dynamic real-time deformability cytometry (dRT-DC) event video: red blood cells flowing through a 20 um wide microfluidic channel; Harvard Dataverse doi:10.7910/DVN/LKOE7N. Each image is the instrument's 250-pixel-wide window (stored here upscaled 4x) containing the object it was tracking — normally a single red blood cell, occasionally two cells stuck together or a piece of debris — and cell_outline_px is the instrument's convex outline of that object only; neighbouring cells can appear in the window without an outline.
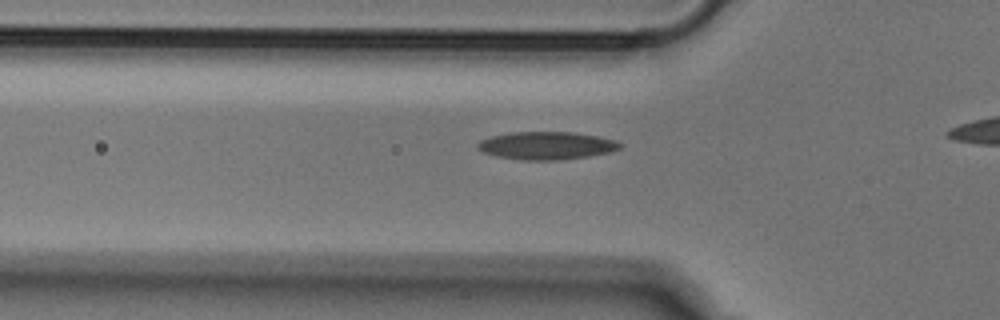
{"species": "Egyptian fruit bat (a non-hibernating species)", "species_latin": "Rousettus aegyptiacus", "temperature_condition": "cold", "stored_images_in_passage": 24, "camera_frame_rate_fps": 3000, "um_per_image_px": 0.085, "animal": {"sex": "male"}, "frame": {"image": 1, "passage_image": 12, "time_ms": 3.667, "image_size_px": [1000, 320], "cell_outline_px": [[624, 144], [620, 148], [612, 152], [588, 156], [556, 160], [524, 160], [496, 156], [484, 152], [476, 148], [476, 144], [480, 140], [492, 136], [512, 132], [572, 132], [596, 136], [616, 140]], "centroid_in_image_um": [46.47, 12.37], "position_along_channel_um": 79.3, "area_um2": 23.06}}
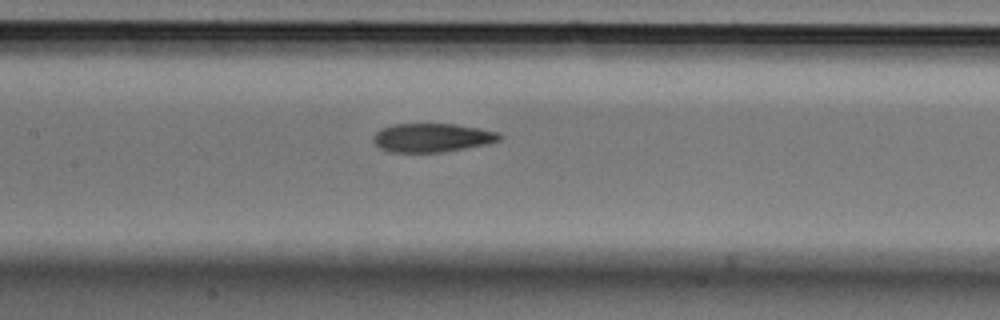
{"frame": {"image": 2, "passage_image": 19, "time_ms": 6.0, "image_size_px": [1000, 320], "cell_outline_px": [[504, 136], [500, 140], [488, 144], [444, 152], [392, 152], [380, 148], [372, 140], [372, 136], [380, 128], [396, 124], [452, 124], [476, 128], [496, 132]], "centroid_in_image_um": [36.71, 11.71], "position_along_channel_um": 170.7, "area_um2": 21.04}}
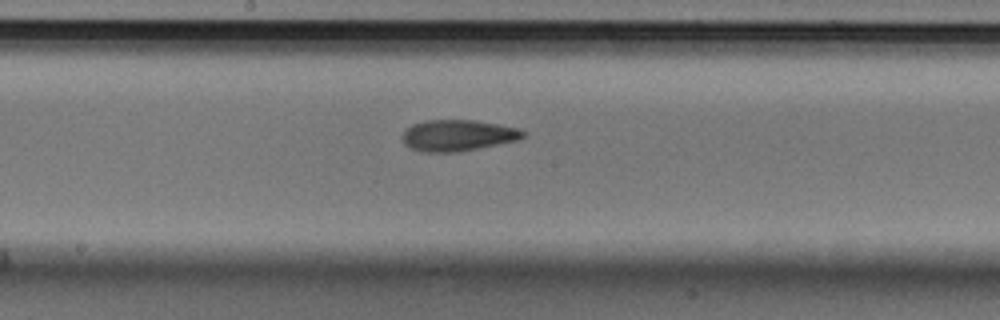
{"frame": {"image": 3, "passage_image": 22, "time_ms": 7.0, "image_size_px": [1000, 320], "cell_outline_px": [[528, 136], [520, 140], [456, 152], [424, 152], [412, 148], [404, 144], [400, 136], [412, 124], [424, 120], [476, 120], [520, 128], [528, 132]], "centroid_in_image_um": [38.97, 11.5], "position_along_channel_um": 209.2, "area_um2": 22.25}}